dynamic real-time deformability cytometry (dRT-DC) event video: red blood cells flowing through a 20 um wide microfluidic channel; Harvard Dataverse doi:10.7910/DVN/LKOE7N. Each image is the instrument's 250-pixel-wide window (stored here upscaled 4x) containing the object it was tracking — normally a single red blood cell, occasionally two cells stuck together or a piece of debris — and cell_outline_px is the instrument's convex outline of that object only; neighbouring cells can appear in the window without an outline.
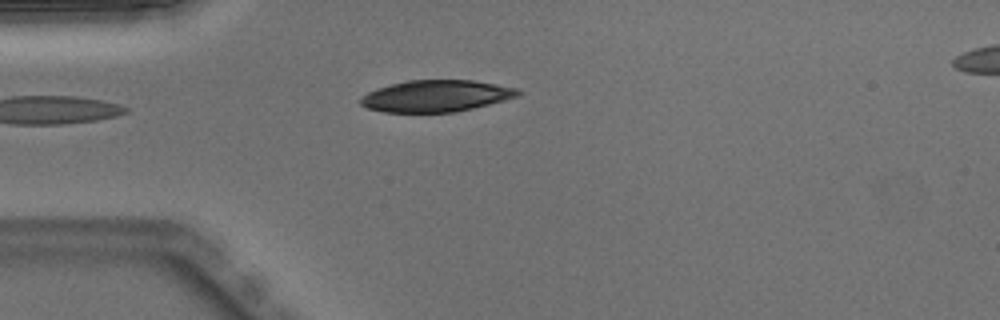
{"species": "Egyptian fruit bat (a non-hibernating species)", "species_latin": "Rousettus aegyptiacus", "temperature_condition": "warm", "stored_images_in_passage": 24, "camera_frame_rate_fps": 3000, "um_per_image_px": 0.085, "animal": {"sex": "male"}, "frame": {"image": 1, "passage_image": 1, "time_ms": 0.0, "image_size_px": [1000, 320], "cell_outline_px": [[520, 92], [516, 96], [504, 100], [456, 112], [384, 112], [368, 108], [360, 104], [360, 100], [368, 92], [392, 84], [408, 80], [472, 80], [520, 88]], "centroid_in_image_um": [37.09, 8.15], "position_along_channel_um": 47.9, "area_um2": 28.67}}
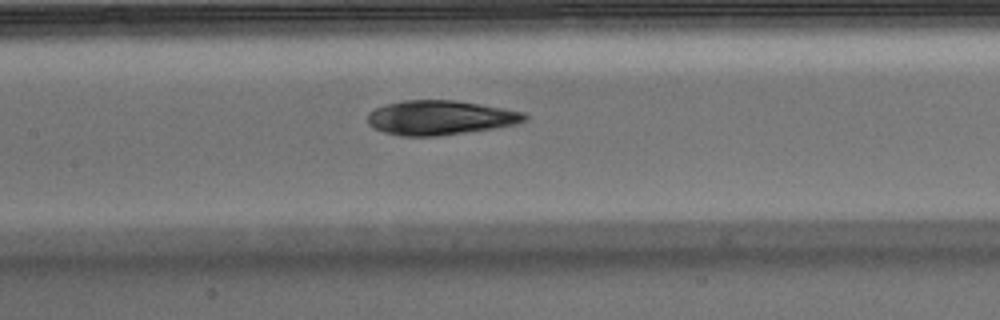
{"frame": {"image": 2, "passage_image": 11, "time_ms": 3.333, "image_size_px": [1000, 320], "cell_outline_px": [[528, 116], [524, 120], [516, 124], [492, 128], [436, 136], [400, 136], [384, 132], [372, 128], [368, 124], [368, 112], [384, 104], [404, 100], [456, 100], [504, 108], [524, 112]], "centroid_in_image_um": [37.36, 9.99], "position_along_channel_um": 170.0, "area_um2": 31.44}}
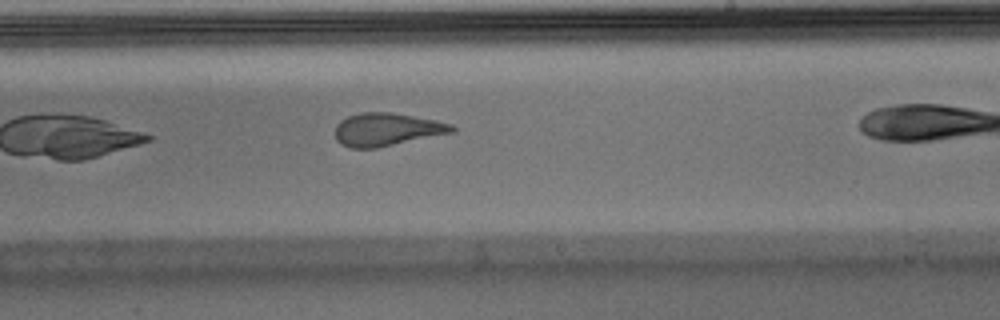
{"frame": {"image": 3, "passage_image": 14, "time_ms": 4.333, "image_size_px": [1000, 320], "cell_outline_px": [[456, 132], [376, 148], [352, 148], [340, 144], [336, 140], [336, 124], [340, 120], [348, 116], [360, 112], [392, 112], [436, 120], [452, 124], [456, 128]], "centroid_in_image_um": [32.89, 11.0], "position_along_channel_um": 256.1, "area_um2": 22.6}}